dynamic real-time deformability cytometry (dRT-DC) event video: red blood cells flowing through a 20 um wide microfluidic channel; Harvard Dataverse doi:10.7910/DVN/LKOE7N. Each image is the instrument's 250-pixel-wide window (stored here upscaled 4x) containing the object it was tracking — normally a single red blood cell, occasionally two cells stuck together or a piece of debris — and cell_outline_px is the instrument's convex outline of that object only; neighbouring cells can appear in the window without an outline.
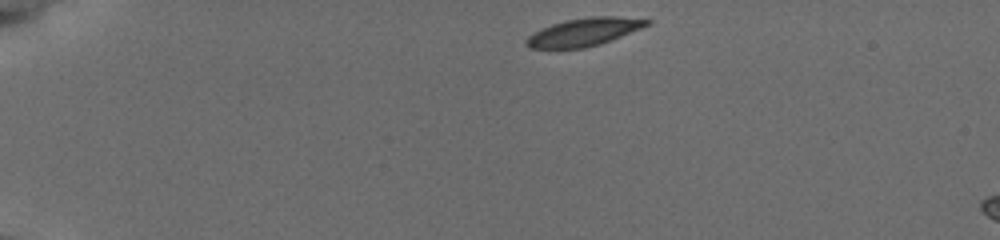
{"species": "common noctule bat (a hibernating species)", "species_latin": "Nyctalus noctula", "temperature_condition": "cold", "stored_images_in_passage": 44, "camera_frame_rate_fps": 3000, "um_per_image_px": 0.085, "animal": {"sex": "female", "body_mass_g": 19.5, "forearm_length_mm": 54.1}, "frame": {"image": 1, "passage_image": 1, "time_ms": 0.0, "image_size_px": [1000, 240], "cell_outline_px": [[652, 24], [600, 44], [584, 48], [528, 48], [524, 44], [524, 40], [528, 36], [552, 24], [564, 20], [592, 16], [616, 16], [652, 20]], "centroid_in_image_um": [49.65, 2.72], "position_along_channel_um": 35.3, "area_um2": 19.54}}
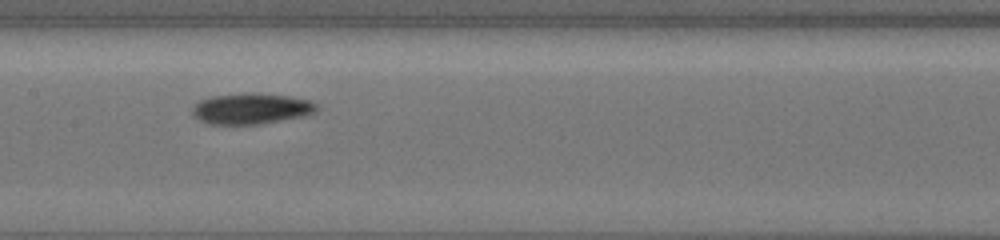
{"frame": {"image": 2, "passage_image": 19, "time_ms": 6.0, "image_size_px": [1000, 240], "cell_outline_px": [[320, 108], [316, 112], [304, 116], [260, 124], [208, 124], [192, 116], [192, 108], [200, 100], [212, 96], [252, 92], [256, 92], [288, 96], [312, 100]], "centroid_in_image_um": [21.38, 9.23], "position_along_channel_um": 186.0, "area_um2": 22.6}}
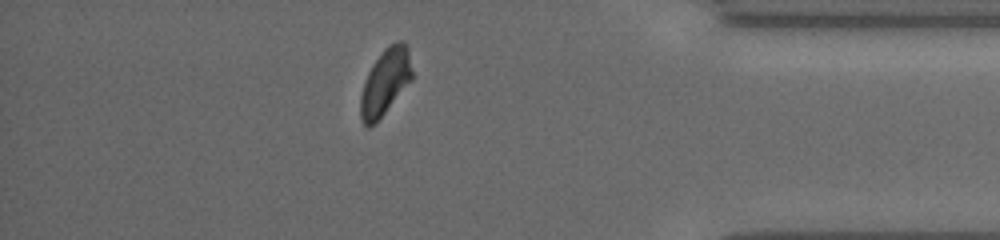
{"frame": {"image": 3, "passage_image": 38, "time_ms": 12.333, "image_size_px": [1000, 240], "cell_outline_px": [[412, 80], [384, 112], [368, 128], [364, 124], [360, 116], [360, 96], [368, 72], [372, 64], [384, 48], [388, 44], [396, 40], [404, 40], [408, 48], [412, 72]], "centroid_in_image_um": [32.75, 6.9], "position_along_channel_um": 402.4, "area_um2": 19.65}, "authors_computed_cell_mechanics": {"area_um2": 20.519, "velocity_mm_per_s": 3.7853, "shape_relaxation_time_tau1_ms": 2.3159, "shape_relaxation_time_tau2_ms": null, "deformation_change_tau1": 0.1123, "deformation_change_tau2": null}}